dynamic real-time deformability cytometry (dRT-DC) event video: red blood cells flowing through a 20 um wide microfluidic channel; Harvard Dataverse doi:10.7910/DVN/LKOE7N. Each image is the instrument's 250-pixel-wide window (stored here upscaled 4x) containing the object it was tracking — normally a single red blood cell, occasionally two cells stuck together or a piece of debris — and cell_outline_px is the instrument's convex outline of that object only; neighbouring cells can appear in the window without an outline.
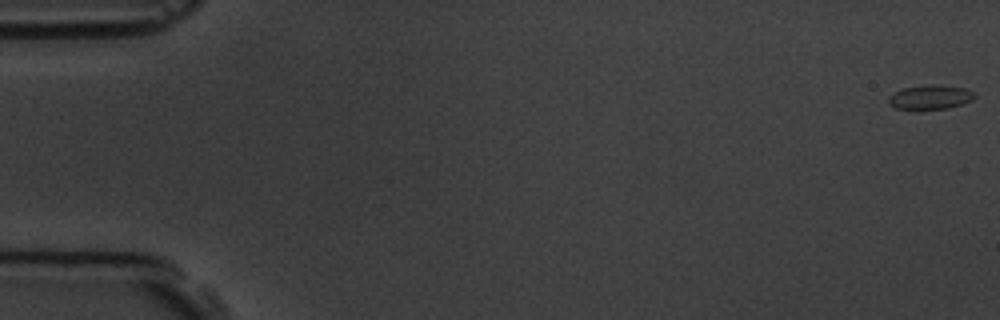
{"species": "common noctule bat (a hibernating species)", "species_latin": "Nyctalus noctula", "temperature_condition": "room temperature", "stored_images_in_passage": 3, "camera_frame_rate_fps": 3000, "um_per_image_px": 0.085, "animal": {"sex": "male", "body_mass_g": 19.5, "forearm_length_mm": 54.6}, "frame": {"image": 1, "passage_image": 1, "time_ms": 0.0, "image_size_px": [1000, 320], "cell_outline_px": [[976, 96], [972, 100], [948, 108], [916, 112], [896, 108], [888, 104], [888, 96], [900, 88], [932, 84], [936, 84], [964, 88], [976, 92]], "centroid_in_image_um": [79.01, 8.29], "position_along_channel_um": 6.0, "area_um2": 12.83}}